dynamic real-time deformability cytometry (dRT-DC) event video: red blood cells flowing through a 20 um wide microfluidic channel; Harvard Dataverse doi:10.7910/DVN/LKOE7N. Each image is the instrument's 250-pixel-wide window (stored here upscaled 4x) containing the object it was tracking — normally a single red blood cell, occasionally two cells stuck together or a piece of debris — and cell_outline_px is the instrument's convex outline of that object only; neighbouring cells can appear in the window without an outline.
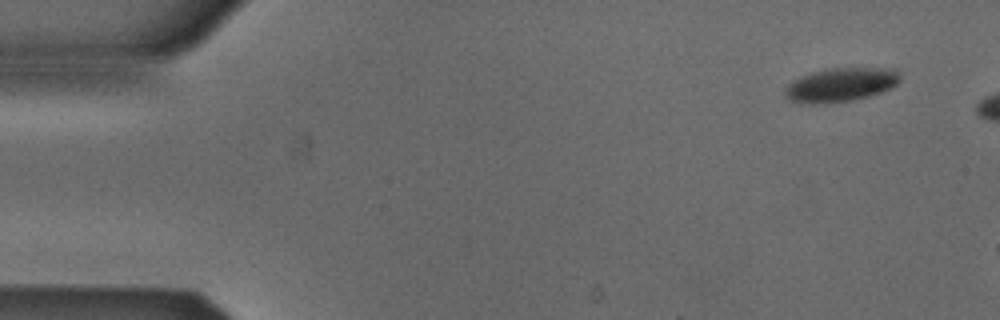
{"species": "Egyptian fruit bat (a non-hibernating species)", "species_latin": "Rousettus aegyptiacus", "temperature_condition": "cold", "stored_images_in_passage": 3, "camera_frame_rate_fps": 3000, "um_per_image_px": 0.085, "animal": {"sex": "male"}, "frame": {"image": 1, "passage_image": 1, "time_ms": 0.0, "image_size_px": [1000, 320], "cell_outline_px": [[900, 80], [892, 88], [868, 96], [848, 100], [816, 104], [800, 104], [792, 100], [784, 92], [788, 84], [792, 80], [800, 76], [812, 72], [828, 68], [896, 68], [900, 72]], "centroid_in_image_um": [71.48, 7.18], "position_along_channel_um": 13.5, "area_um2": 22.66}}